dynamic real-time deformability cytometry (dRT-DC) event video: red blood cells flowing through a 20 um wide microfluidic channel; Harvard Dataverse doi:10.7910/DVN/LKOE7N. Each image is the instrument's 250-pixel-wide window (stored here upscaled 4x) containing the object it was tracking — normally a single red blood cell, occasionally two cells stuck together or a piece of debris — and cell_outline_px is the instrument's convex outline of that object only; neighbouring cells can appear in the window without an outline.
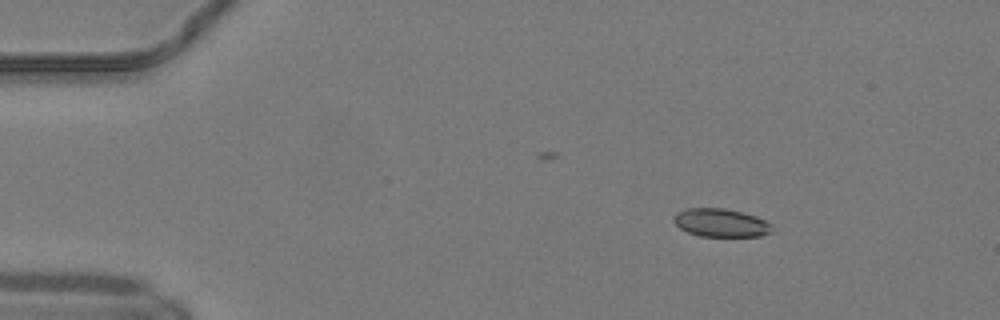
{"species": "common noctule bat (a hibernating species)", "species_latin": "Nyctalus noctula", "temperature_condition": "warm", "stored_images_in_passage": 41, "camera_frame_rate_fps": 3000, "um_per_image_px": 0.085, "animal": {"sex": "male", "body_mass_g": 19.2, "forearm_length_mm": 51.8}, "frame": {"image": 1, "passage_image": 1, "time_ms": 0.0, "image_size_px": [1000, 320], "cell_outline_px": [[772, 232], [760, 236], [700, 236], [688, 232], [680, 228], [672, 220], [672, 216], [676, 212], [684, 208], [724, 208], [756, 216], [772, 224]], "centroid_in_image_um": [61.24, 18.93], "position_along_channel_um": 23.8, "area_um2": 16.24}}
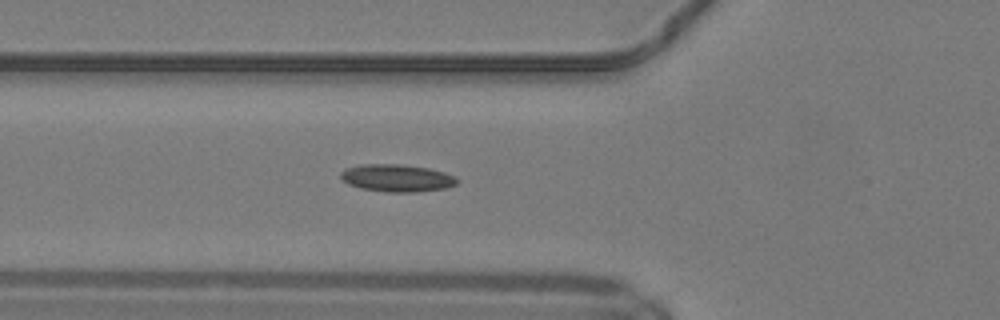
{"frame": {"image": 2, "passage_image": 12, "time_ms": 3.667, "image_size_px": [1000, 320], "cell_outline_px": [[460, 180], [456, 184], [444, 188], [416, 192], [388, 192], [360, 188], [348, 184], [340, 176], [340, 172], [344, 168], [360, 164], [400, 164], [428, 168], [444, 172], [456, 176]], "centroid_in_image_um": [33.73, 15.12], "position_along_channel_um": 92.1, "area_um2": 18.67}}
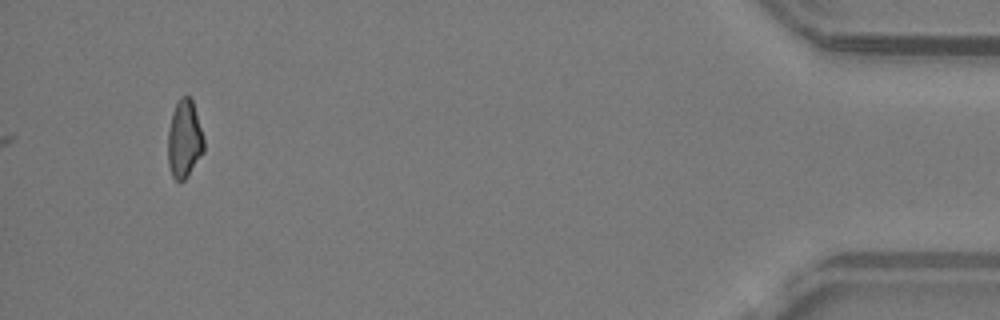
{"frame": {"image": 3, "passage_image": 41, "time_ms": 13.333, "image_size_px": [1000, 320], "cell_outline_px": [[204, 152], [188, 176], [184, 180], [176, 180], [172, 176], [168, 164], [168, 132], [172, 112], [180, 96], [192, 96], [204, 136]], "centroid_in_image_um": [15.69, 11.79], "position_along_channel_um": 419.5, "area_um2": 16.65}, "authors_computed_cell_mechanics": {"area_um2": 16.8198, "velocity_mm_per_s": 4.1595, "shape_relaxation_time_tau1_ms": null, "shape_relaxation_time_tau2_ms": 3.2094, "deformation_change_tau1": null, "deformation_change_tau2": 0.1177}}